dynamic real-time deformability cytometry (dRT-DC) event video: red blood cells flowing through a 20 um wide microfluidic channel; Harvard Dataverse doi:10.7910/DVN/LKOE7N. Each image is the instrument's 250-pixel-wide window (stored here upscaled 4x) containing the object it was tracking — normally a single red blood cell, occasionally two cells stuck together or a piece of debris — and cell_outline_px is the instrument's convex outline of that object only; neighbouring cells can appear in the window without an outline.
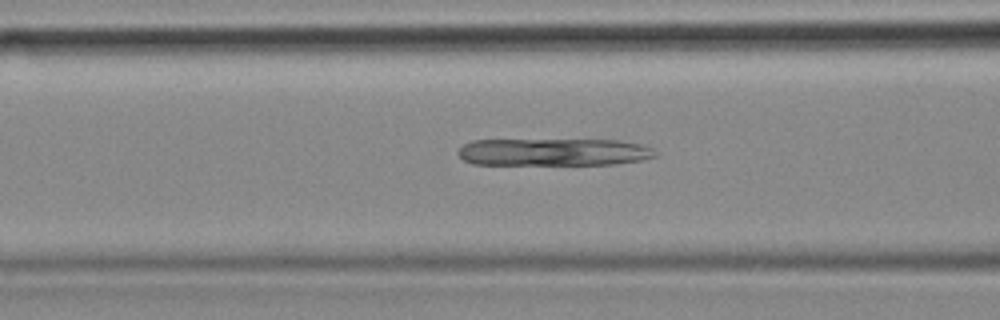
{"species": "common noctule bat (a hibernating species)", "species_latin": "Nyctalus noctula", "temperature_condition": "cold", "stored_images_in_passage": 52, "camera_frame_rate_fps": 3000, "um_per_image_px": 0.085, "animal": {"sex": "female", "body_mass_g": 18.4}, "frame": {"image": 1, "passage_image": 19, "time_ms": 6.0, "image_size_px": [1000, 320], "cell_outline_px": [[656, 156], [640, 160], [616, 164], [472, 164], [464, 160], [456, 152], [464, 144], [472, 140], [620, 140], [640, 144], [652, 148], [656, 152]], "centroid_in_image_um": [47.05, 12.92], "position_along_channel_um": 119.6, "area_um2": 31.39}}
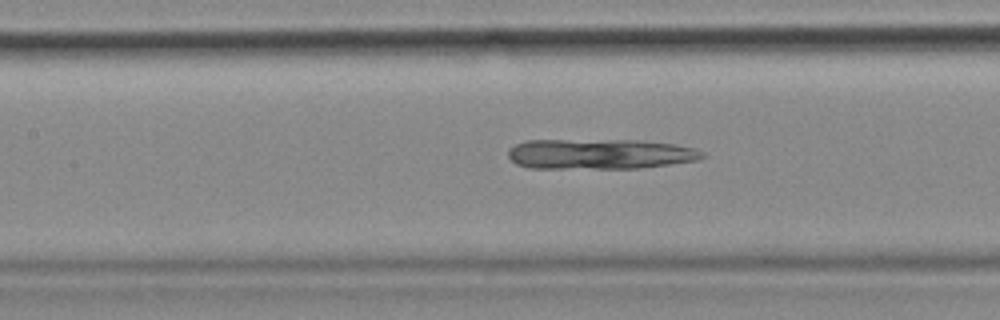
{"frame": {"image": 2, "passage_image": 22, "time_ms": 7.0, "image_size_px": [1000, 320], "cell_outline_px": [[704, 156], [696, 160], [640, 168], [528, 168], [516, 164], [508, 156], [508, 148], [524, 140], [636, 140], [676, 144], [696, 148], [704, 152]], "centroid_in_image_um": [50.95, 13.08], "position_along_channel_um": 156.4, "area_um2": 34.33}}
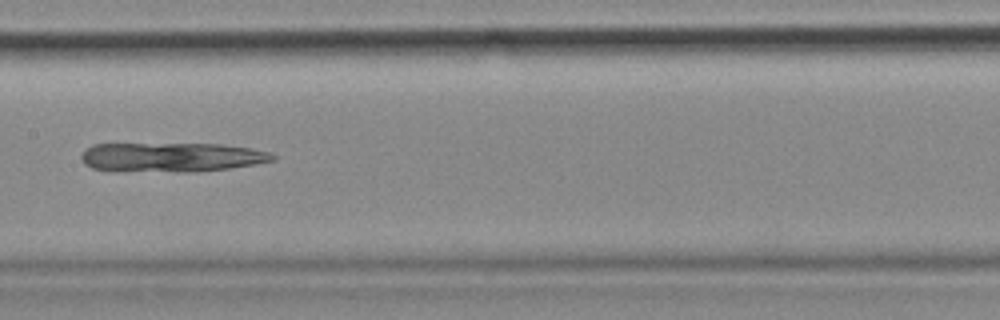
{"frame": {"image": 3, "passage_image": 25, "time_ms": 8.0, "image_size_px": [1000, 320], "cell_outline_px": [[276, 160], [256, 164], [228, 168], [196, 172], [112, 172], [92, 168], [84, 164], [80, 160], [80, 156], [84, 148], [92, 144], [220, 144], [252, 148], [268, 152], [276, 156]], "centroid_in_image_um": [14.49, 13.38], "position_along_channel_um": 192.9, "area_um2": 33.52}}